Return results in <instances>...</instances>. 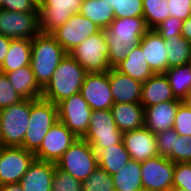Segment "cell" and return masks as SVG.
<instances>
[{"label": "cell", "mask_w": 191, "mask_h": 191, "mask_svg": "<svg viewBox=\"0 0 191 191\" xmlns=\"http://www.w3.org/2000/svg\"><path fill=\"white\" fill-rule=\"evenodd\" d=\"M17 94L23 99H39L42 88L38 85L31 65L5 73Z\"/></svg>", "instance_id": "cell-24"}, {"label": "cell", "mask_w": 191, "mask_h": 191, "mask_svg": "<svg viewBox=\"0 0 191 191\" xmlns=\"http://www.w3.org/2000/svg\"><path fill=\"white\" fill-rule=\"evenodd\" d=\"M176 99L182 100L191 91V67L184 64L168 68L164 73Z\"/></svg>", "instance_id": "cell-31"}, {"label": "cell", "mask_w": 191, "mask_h": 191, "mask_svg": "<svg viewBox=\"0 0 191 191\" xmlns=\"http://www.w3.org/2000/svg\"><path fill=\"white\" fill-rule=\"evenodd\" d=\"M182 103L191 110V91L181 100Z\"/></svg>", "instance_id": "cell-47"}, {"label": "cell", "mask_w": 191, "mask_h": 191, "mask_svg": "<svg viewBox=\"0 0 191 191\" xmlns=\"http://www.w3.org/2000/svg\"><path fill=\"white\" fill-rule=\"evenodd\" d=\"M182 101H166L144 108V126L153 134L172 129Z\"/></svg>", "instance_id": "cell-21"}, {"label": "cell", "mask_w": 191, "mask_h": 191, "mask_svg": "<svg viewBox=\"0 0 191 191\" xmlns=\"http://www.w3.org/2000/svg\"><path fill=\"white\" fill-rule=\"evenodd\" d=\"M130 158L137 162H144L158 156L156 134H153L145 126L123 133L122 139Z\"/></svg>", "instance_id": "cell-17"}, {"label": "cell", "mask_w": 191, "mask_h": 191, "mask_svg": "<svg viewBox=\"0 0 191 191\" xmlns=\"http://www.w3.org/2000/svg\"><path fill=\"white\" fill-rule=\"evenodd\" d=\"M77 138L62 122L57 121L34 153L35 159L56 163Z\"/></svg>", "instance_id": "cell-15"}, {"label": "cell", "mask_w": 191, "mask_h": 191, "mask_svg": "<svg viewBox=\"0 0 191 191\" xmlns=\"http://www.w3.org/2000/svg\"><path fill=\"white\" fill-rule=\"evenodd\" d=\"M0 8L7 10V0H0Z\"/></svg>", "instance_id": "cell-48"}, {"label": "cell", "mask_w": 191, "mask_h": 191, "mask_svg": "<svg viewBox=\"0 0 191 191\" xmlns=\"http://www.w3.org/2000/svg\"><path fill=\"white\" fill-rule=\"evenodd\" d=\"M166 101H181L175 98L167 76L164 73L153 74L142 83V106L148 107Z\"/></svg>", "instance_id": "cell-22"}, {"label": "cell", "mask_w": 191, "mask_h": 191, "mask_svg": "<svg viewBox=\"0 0 191 191\" xmlns=\"http://www.w3.org/2000/svg\"><path fill=\"white\" fill-rule=\"evenodd\" d=\"M67 55L51 34L39 33L32 39L31 68L38 85L43 89L60 61Z\"/></svg>", "instance_id": "cell-3"}, {"label": "cell", "mask_w": 191, "mask_h": 191, "mask_svg": "<svg viewBox=\"0 0 191 191\" xmlns=\"http://www.w3.org/2000/svg\"><path fill=\"white\" fill-rule=\"evenodd\" d=\"M7 10L13 12H39L30 0H7Z\"/></svg>", "instance_id": "cell-43"}, {"label": "cell", "mask_w": 191, "mask_h": 191, "mask_svg": "<svg viewBox=\"0 0 191 191\" xmlns=\"http://www.w3.org/2000/svg\"><path fill=\"white\" fill-rule=\"evenodd\" d=\"M0 191H23L19 182L0 185Z\"/></svg>", "instance_id": "cell-46"}, {"label": "cell", "mask_w": 191, "mask_h": 191, "mask_svg": "<svg viewBox=\"0 0 191 191\" xmlns=\"http://www.w3.org/2000/svg\"><path fill=\"white\" fill-rule=\"evenodd\" d=\"M96 157L98 167L104 169L111 176L131 160L123 141L108 148H99L96 151Z\"/></svg>", "instance_id": "cell-27"}, {"label": "cell", "mask_w": 191, "mask_h": 191, "mask_svg": "<svg viewBox=\"0 0 191 191\" xmlns=\"http://www.w3.org/2000/svg\"><path fill=\"white\" fill-rule=\"evenodd\" d=\"M79 13L90 19L102 30L107 29L115 18L113 9L103 0H84Z\"/></svg>", "instance_id": "cell-29"}, {"label": "cell", "mask_w": 191, "mask_h": 191, "mask_svg": "<svg viewBox=\"0 0 191 191\" xmlns=\"http://www.w3.org/2000/svg\"><path fill=\"white\" fill-rule=\"evenodd\" d=\"M168 8L170 16L177 17L182 21L191 16V0H169Z\"/></svg>", "instance_id": "cell-42"}, {"label": "cell", "mask_w": 191, "mask_h": 191, "mask_svg": "<svg viewBox=\"0 0 191 191\" xmlns=\"http://www.w3.org/2000/svg\"><path fill=\"white\" fill-rule=\"evenodd\" d=\"M139 191H149V190H147V189H141V190H139Z\"/></svg>", "instance_id": "cell-52"}, {"label": "cell", "mask_w": 191, "mask_h": 191, "mask_svg": "<svg viewBox=\"0 0 191 191\" xmlns=\"http://www.w3.org/2000/svg\"><path fill=\"white\" fill-rule=\"evenodd\" d=\"M179 135L191 136V110L183 103L178 106L172 127Z\"/></svg>", "instance_id": "cell-38"}, {"label": "cell", "mask_w": 191, "mask_h": 191, "mask_svg": "<svg viewBox=\"0 0 191 191\" xmlns=\"http://www.w3.org/2000/svg\"><path fill=\"white\" fill-rule=\"evenodd\" d=\"M167 158L174 163L191 162V136L179 135L174 130L173 150Z\"/></svg>", "instance_id": "cell-34"}, {"label": "cell", "mask_w": 191, "mask_h": 191, "mask_svg": "<svg viewBox=\"0 0 191 191\" xmlns=\"http://www.w3.org/2000/svg\"><path fill=\"white\" fill-rule=\"evenodd\" d=\"M175 163L158 155L141 162L143 189L149 191H169L173 186Z\"/></svg>", "instance_id": "cell-14"}, {"label": "cell", "mask_w": 191, "mask_h": 191, "mask_svg": "<svg viewBox=\"0 0 191 191\" xmlns=\"http://www.w3.org/2000/svg\"><path fill=\"white\" fill-rule=\"evenodd\" d=\"M182 22L181 19L170 16L154 30L157 31L162 38H173L176 37V35H181Z\"/></svg>", "instance_id": "cell-40"}, {"label": "cell", "mask_w": 191, "mask_h": 191, "mask_svg": "<svg viewBox=\"0 0 191 191\" xmlns=\"http://www.w3.org/2000/svg\"><path fill=\"white\" fill-rule=\"evenodd\" d=\"M80 94L92 110L111 109L114 100L109 84L108 71L87 73Z\"/></svg>", "instance_id": "cell-16"}, {"label": "cell", "mask_w": 191, "mask_h": 191, "mask_svg": "<svg viewBox=\"0 0 191 191\" xmlns=\"http://www.w3.org/2000/svg\"><path fill=\"white\" fill-rule=\"evenodd\" d=\"M56 163L34 159L19 181L23 191H51Z\"/></svg>", "instance_id": "cell-20"}, {"label": "cell", "mask_w": 191, "mask_h": 191, "mask_svg": "<svg viewBox=\"0 0 191 191\" xmlns=\"http://www.w3.org/2000/svg\"><path fill=\"white\" fill-rule=\"evenodd\" d=\"M142 52L154 74L165 73L168 69V53L165 40L154 29H149L142 37Z\"/></svg>", "instance_id": "cell-19"}, {"label": "cell", "mask_w": 191, "mask_h": 191, "mask_svg": "<svg viewBox=\"0 0 191 191\" xmlns=\"http://www.w3.org/2000/svg\"><path fill=\"white\" fill-rule=\"evenodd\" d=\"M84 0H43L38 7L41 33L51 34L73 14L79 13Z\"/></svg>", "instance_id": "cell-13"}, {"label": "cell", "mask_w": 191, "mask_h": 191, "mask_svg": "<svg viewBox=\"0 0 191 191\" xmlns=\"http://www.w3.org/2000/svg\"><path fill=\"white\" fill-rule=\"evenodd\" d=\"M115 68L121 73L129 75L131 78L139 80L142 83L154 74L139 44Z\"/></svg>", "instance_id": "cell-26"}, {"label": "cell", "mask_w": 191, "mask_h": 191, "mask_svg": "<svg viewBox=\"0 0 191 191\" xmlns=\"http://www.w3.org/2000/svg\"><path fill=\"white\" fill-rule=\"evenodd\" d=\"M156 142L158 154L167 158L173 150L174 129L158 132L156 134Z\"/></svg>", "instance_id": "cell-41"}, {"label": "cell", "mask_w": 191, "mask_h": 191, "mask_svg": "<svg viewBox=\"0 0 191 191\" xmlns=\"http://www.w3.org/2000/svg\"><path fill=\"white\" fill-rule=\"evenodd\" d=\"M181 35L191 41V16L182 22Z\"/></svg>", "instance_id": "cell-45"}, {"label": "cell", "mask_w": 191, "mask_h": 191, "mask_svg": "<svg viewBox=\"0 0 191 191\" xmlns=\"http://www.w3.org/2000/svg\"><path fill=\"white\" fill-rule=\"evenodd\" d=\"M30 116V99L0 110V146H22Z\"/></svg>", "instance_id": "cell-6"}, {"label": "cell", "mask_w": 191, "mask_h": 191, "mask_svg": "<svg viewBox=\"0 0 191 191\" xmlns=\"http://www.w3.org/2000/svg\"><path fill=\"white\" fill-rule=\"evenodd\" d=\"M173 186L191 191V162L175 163Z\"/></svg>", "instance_id": "cell-39"}, {"label": "cell", "mask_w": 191, "mask_h": 191, "mask_svg": "<svg viewBox=\"0 0 191 191\" xmlns=\"http://www.w3.org/2000/svg\"><path fill=\"white\" fill-rule=\"evenodd\" d=\"M83 191H115L112 176L100 167L82 182Z\"/></svg>", "instance_id": "cell-33"}, {"label": "cell", "mask_w": 191, "mask_h": 191, "mask_svg": "<svg viewBox=\"0 0 191 191\" xmlns=\"http://www.w3.org/2000/svg\"><path fill=\"white\" fill-rule=\"evenodd\" d=\"M110 110L122 133L144 127V107L141 103H115Z\"/></svg>", "instance_id": "cell-23"}, {"label": "cell", "mask_w": 191, "mask_h": 191, "mask_svg": "<svg viewBox=\"0 0 191 191\" xmlns=\"http://www.w3.org/2000/svg\"><path fill=\"white\" fill-rule=\"evenodd\" d=\"M57 105L58 119L75 136L82 138L90 124L92 109L80 93L67 97Z\"/></svg>", "instance_id": "cell-9"}, {"label": "cell", "mask_w": 191, "mask_h": 191, "mask_svg": "<svg viewBox=\"0 0 191 191\" xmlns=\"http://www.w3.org/2000/svg\"><path fill=\"white\" fill-rule=\"evenodd\" d=\"M101 30L90 19L80 13L73 14L63 25L54 30L51 35L68 54L71 50L86 40L87 37Z\"/></svg>", "instance_id": "cell-12"}, {"label": "cell", "mask_w": 191, "mask_h": 191, "mask_svg": "<svg viewBox=\"0 0 191 191\" xmlns=\"http://www.w3.org/2000/svg\"><path fill=\"white\" fill-rule=\"evenodd\" d=\"M115 18L143 17V0H112Z\"/></svg>", "instance_id": "cell-35"}, {"label": "cell", "mask_w": 191, "mask_h": 191, "mask_svg": "<svg viewBox=\"0 0 191 191\" xmlns=\"http://www.w3.org/2000/svg\"><path fill=\"white\" fill-rule=\"evenodd\" d=\"M109 84L115 103H140L142 82L123 74L116 68L108 71Z\"/></svg>", "instance_id": "cell-18"}, {"label": "cell", "mask_w": 191, "mask_h": 191, "mask_svg": "<svg viewBox=\"0 0 191 191\" xmlns=\"http://www.w3.org/2000/svg\"><path fill=\"white\" fill-rule=\"evenodd\" d=\"M163 39L168 53V68L188 64L191 61V41L182 35Z\"/></svg>", "instance_id": "cell-30"}, {"label": "cell", "mask_w": 191, "mask_h": 191, "mask_svg": "<svg viewBox=\"0 0 191 191\" xmlns=\"http://www.w3.org/2000/svg\"><path fill=\"white\" fill-rule=\"evenodd\" d=\"M23 100L4 73L0 72V110Z\"/></svg>", "instance_id": "cell-37"}, {"label": "cell", "mask_w": 191, "mask_h": 191, "mask_svg": "<svg viewBox=\"0 0 191 191\" xmlns=\"http://www.w3.org/2000/svg\"><path fill=\"white\" fill-rule=\"evenodd\" d=\"M104 2H107L109 4V7L112 8V0H103Z\"/></svg>", "instance_id": "cell-51"}, {"label": "cell", "mask_w": 191, "mask_h": 191, "mask_svg": "<svg viewBox=\"0 0 191 191\" xmlns=\"http://www.w3.org/2000/svg\"><path fill=\"white\" fill-rule=\"evenodd\" d=\"M169 191H189V190H186V189L181 188V187H174V186H172Z\"/></svg>", "instance_id": "cell-49"}, {"label": "cell", "mask_w": 191, "mask_h": 191, "mask_svg": "<svg viewBox=\"0 0 191 191\" xmlns=\"http://www.w3.org/2000/svg\"><path fill=\"white\" fill-rule=\"evenodd\" d=\"M82 139L96 152L99 148L120 144L123 133L117 128L110 109L92 110L89 128Z\"/></svg>", "instance_id": "cell-8"}, {"label": "cell", "mask_w": 191, "mask_h": 191, "mask_svg": "<svg viewBox=\"0 0 191 191\" xmlns=\"http://www.w3.org/2000/svg\"><path fill=\"white\" fill-rule=\"evenodd\" d=\"M87 73H103L111 69L108 54L109 45L106 42L104 30H100L86 38L81 44L68 53Z\"/></svg>", "instance_id": "cell-5"}, {"label": "cell", "mask_w": 191, "mask_h": 191, "mask_svg": "<svg viewBox=\"0 0 191 191\" xmlns=\"http://www.w3.org/2000/svg\"><path fill=\"white\" fill-rule=\"evenodd\" d=\"M51 191H83L82 182L56 166Z\"/></svg>", "instance_id": "cell-36"}, {"label": "cell", "mask_w": 191, "mask_h": 191, "mask_svg": "<svg viewBox=\"0 0 191 191\" xmlns=\"http://www.w3.org/2000/svg\"><path fill=\"white\" fill-rule=\"evenodd\" d=\"M56 166L83 182L98 167L96 152L87 141L77 138Z\"/></svg>", "instance_id": "cell-7"}, {"label": "cell", "mask_w": 191, "mask_h": 191, "mask_svg": "<svg viewBox=\"0 0 191 191\" xmlns=\"http://www.w3.org/2000/svg\"><path fill=\"white\" fill-rule=\"evenodd\" d=\"M143 17L114 18L104 29L109 45L108 60L111 68L119 65L148 31Z\"/></svg>", "instance_id": "cell-1"}, {"label": "cell", "mask_w": 191, "mask_h": 191, "mask_svg": "<svg viewBox=\"0 0 191 191\" xmlns=\"http://www.w3.org/2000/svg\"><path fill=\"white\" fill-rule=\"evenodd\" d=\"M34 159L21 146H0V185L19 182Z\"/></svg>", "instance_id": "cell-11"}, {"label": "cell", "mask_w": 191, "mask_h": 191, "mask_svg": "<svg viewBox=\"0 0 191 191\" xmlns=\"http://www.w3.org/2000/svg\"><path fill=\"white\" fill-rule=\"evenodd\" d=\"M57 121L59 119L56 104L42 98L30 99V116L21 147L35 153L40 148L48 130Z\"/></svg>", "instance_id": "cell-4"}, {"label": "cell", "mask_w": 191, "mask_h": 191, "mask_svg": "<svg viewBox=\"0 0 191 191\" xmlns=\"http://www.w3.org/2000/svg\"><path fill=\"white\" fill-rule=\"evenodd\" d=\"M169 0H143V18L148 29H155L170 17Z\"/></svg>", "instance_id": "cell-32"}, {"label": "cell", "mask_w": 191, "mask_h": 191, "mask_svg": "<svg viewBox=\"0 0 191 191\" xmlns=\"http://www.w3.org/2000/svg\"><path fill=\"white\" fill-rule=\"evenodd\" d=\"M87 72L69 54L59 63L48 84L42 89L41 98L57 104L63 99L80 93Z\"/></svg>", "instance_id": "cell-2"}, {"label": "cell", "mask_w": 191, "mask_h": 191, "mask_svg": "<svg viewBox=\"0 0 191 191\" xmlns=\"http://www.w3.org/2000/svg\"><path fill=\"white\" fill-rule=\"evenodd\" d=\"M32 40H11L8 53L0 67L1 73L12 72L31 63Z\"/></svg>", "instance_id": "cell-25"}, {"label": "cell", "mask_w": 191, "mask_h": 191, "mask_svg": "<svg viewBox=\"0 0 191 191\" xmlns=\"http://www.w3.org/2000/svg\"><path fill=\"white\" fill-rule=\"evenodd\" d=\"M30 1L34 3L37 7H39L43 2V0H30Z\"/></svg>", "instance_id": "cell-50"}, {"label": "cell", "mask_w": 191, "mask_h": 191, "mask_svg": "<svg viewBox=\"0 0 191 191\" xmlns=\"http://www.w3.org/2000/svg\"><path fill=\"white\" fill-rule=\"evenodd\" d=\"M11 40L12 39L7 38L0 34V67L4 61V58L6 57L8 53Z\"/></svg>", "instance_id": "cell-44"}, {"label": "cell", "mask_w": 191, "mask_h": 191, "mask_svg": "<svg viewBox=\"0 0 191 191\" xmlns=\"http://www.w3.org/2000/svg\"><path fill=\"white\" fill-rule=\"evenodd\" d=\"M115 191H139L143 189L141 180V163L130 160L112 175Z\"/></svg>", "instance_id": "cell-28"}, {"label": "cell", "mask_w": 191, "mask_h": 191, "mask_svg": "<svg viewBox=\"0 0 191 191\" xmlns=\"http://www.w3.org/2000/svg\"><path fill=\"white\" fill-rule=\"evenodd\" d=\"M39 33V12H13L0 8L1 35L12 40H32Z\"/></svg>", "instance_id": "cell-10"}]
</instances>
